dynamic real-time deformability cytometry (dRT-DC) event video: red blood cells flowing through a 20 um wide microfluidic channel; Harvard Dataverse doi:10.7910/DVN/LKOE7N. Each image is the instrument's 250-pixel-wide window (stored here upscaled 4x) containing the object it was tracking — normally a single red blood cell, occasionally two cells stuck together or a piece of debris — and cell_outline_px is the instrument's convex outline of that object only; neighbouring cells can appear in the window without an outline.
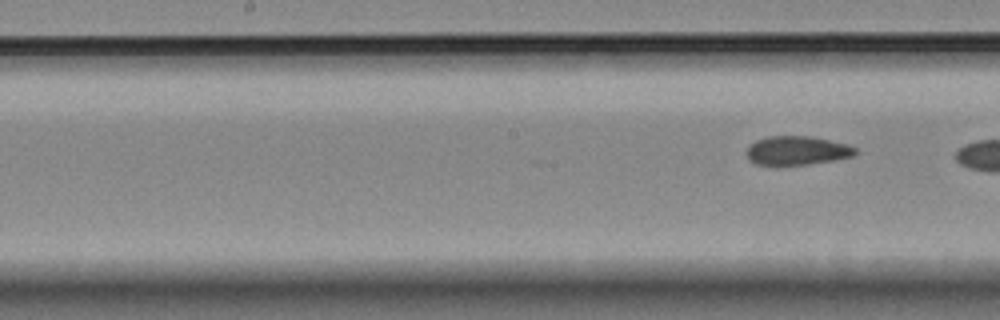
{"species": "Egyptian fruit bat (a non-hibernating species)", "species_latin": "Rousettus aegyptiacus", "temperature_condition": "room temperature", "stored_images_in_passage": 8, "segment_of_instrument_passage": [2, 2], "camera_frame_rate_fps": 3000, "um_per_image_px": 0.085, "animal": {"sex": "female"}, "frame": {"image": 1, "passage_image": 8, "time_ms": 9.333, "image_size_px": [1000, 320], "cell_outline_px": [[856, 152], [852, 156], [836, 160], [808, 164], [756, 164], [748, 160], [748, 144], [756, 140], [768, 136], [812, 136], [848, 144], [856, 148]], "centroid_in_image_um": [67.76, 12.78], "position_along_channel_um": 180.4, "area_um2": 18.21}}